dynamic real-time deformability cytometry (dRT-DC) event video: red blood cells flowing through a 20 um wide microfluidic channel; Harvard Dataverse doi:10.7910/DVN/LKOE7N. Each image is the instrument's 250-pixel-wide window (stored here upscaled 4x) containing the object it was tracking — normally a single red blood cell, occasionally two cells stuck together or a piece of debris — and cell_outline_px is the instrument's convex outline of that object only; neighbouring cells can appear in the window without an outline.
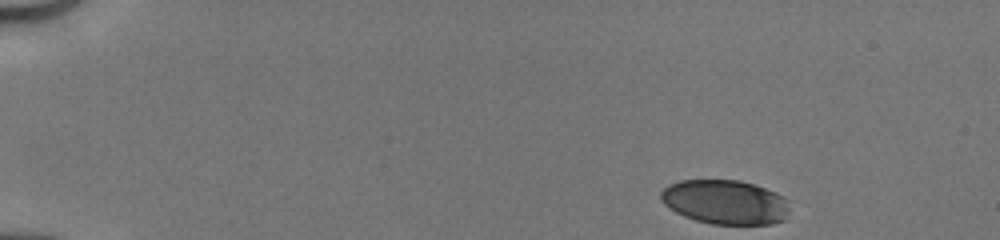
{"species": "human", "species_latin": "Homo sapiens", "temperature_condition": "cold", "stored_images_in_passage": 45, "camera_frame_rate_fps": 3000, "um_per_image_px": 0.085, "donor": {"sex": "male"}, "frame": {"image": 1, "passage_image": 1, "time_ms": 0.0, "image_size_px": [1000, 240], "cell_outline_px": [[788, 212], [784, 220], [772, 224], [712, 224], [696, 220], [684, 216], [668, 208], [660, 200], [660, 192], [668, 184], [680, 180], [740, 180], [776, 192], [784, 196], [788, 200]], "centroid_in_image_um": [61.63, 17.17], "position_along_channel_um": 23.4, "area_um2": 33.47}}
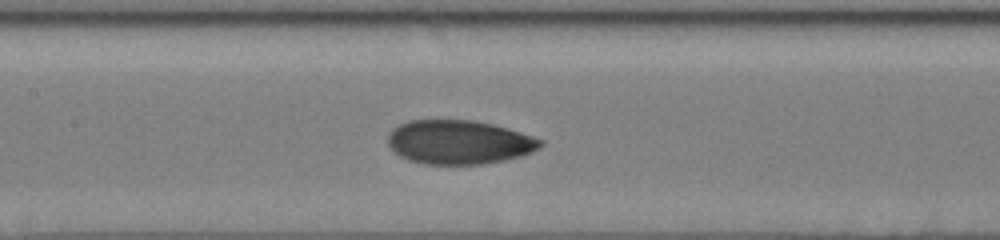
{"frame": {"image": 2, "passage_image": 20, "time_ms": 6.333, "image_size_px": [1000, 240], "cell_outline_px": [[544, 144], [540, 148], [532, 152], [520, 156], [504, 160], [484, 164], [424, 164], [408, 160], [392, 152], [388, 144], [388, 132], [392, 128], [408, 120], [472, 120], [492, 124], [508, 128], [544, 140]], "centroid_in_image_um": [39.0, 12.08], "position_along_channel_um": 168.4, "area_um2": 39.42}}
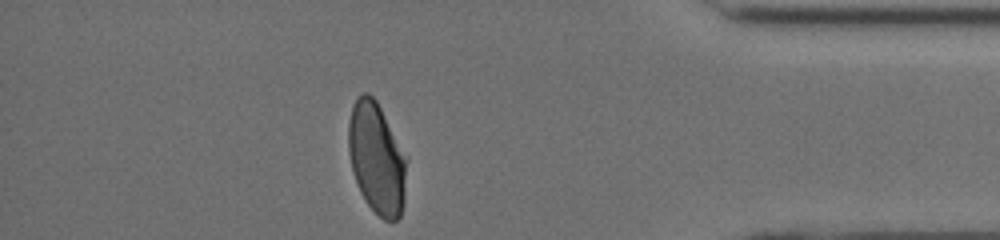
{"frame": {"image": 3, "passage_image": 39, "time_ms": 12.667, "image_size_px": [1000, 240], "cell_outline_px": [[408, 160], [404, 200], [400, 216], [396, 220], [384, 220], [368, 204], [360, 192], [352, 168], [348, 152], [348, 124], [352, 104], [364, 92], [368, 92], [376, 100], [408, 156]], "centroid_in_image_um": [32.04, 13.44], "position_along_channel_um": 403.2, "area_um2": 37.97}, "authors_computed_cell_mechanics": {"area_um2": 38.148, "velocity_mm_per_s": 4.1481, "shape_relaxation_time_tau1_ms": 6.0367, "shape_relaxation_time_tau2_ms": 1.2418, "deformation_change_tau1": 0.1758, "deformation_change_tau2": 0.0567}}